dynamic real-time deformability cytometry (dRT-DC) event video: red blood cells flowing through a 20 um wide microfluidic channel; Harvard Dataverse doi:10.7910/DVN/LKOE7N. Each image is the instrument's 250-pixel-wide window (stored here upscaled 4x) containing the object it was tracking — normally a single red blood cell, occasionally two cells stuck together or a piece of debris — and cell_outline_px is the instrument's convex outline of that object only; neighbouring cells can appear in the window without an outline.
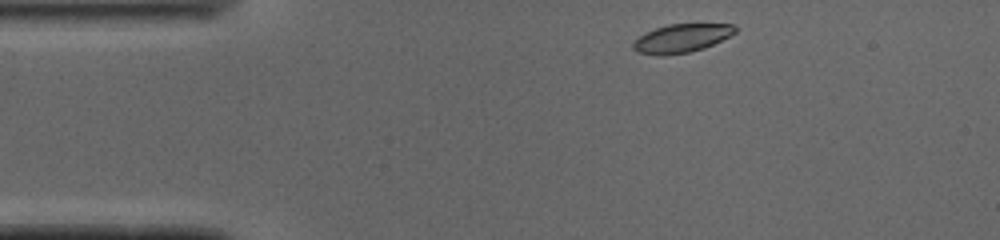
{"species": "common noctule bat (a hibernating species)", "species_latin": "Nyctalus noctula", "temperature_condition": "cold", "stored_images_in_passage": 42, "camera_frame_rate_fps": 3000, "um_per_image_px": 0.085, "animal": {"sex": "male", "body_mass_g": 19.0, "forearm_length_mm": 50.8}, "frame": {"image": 1, "passage_image": 1, "time_ms": 0.0, "image_size_px": [1000, 240], "cell_outline_px": [[736, 32], [704, 48], [688, 52], [660, 56], [636, 52], [632, 48], [632, 44], [640, 36], [656, 28], [668, 24], [732, 24], [736, 28]], "centroid_in_image_um": [57.9, 3.26], "position_along_channel_um": 27.1, "area_um2": 16.65}}
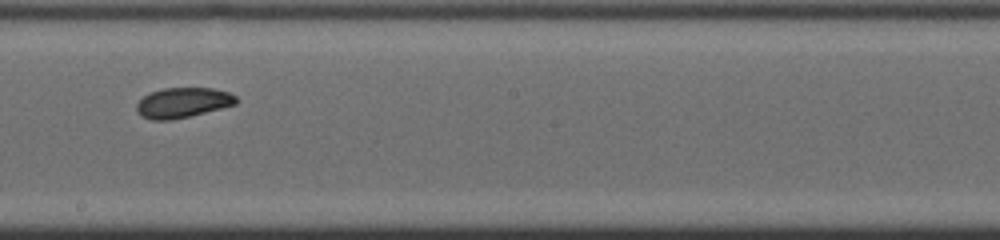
{"frame": {"image": 2, "passage_image": 20, "time_ms": 6.333, "image_size_px": [1000, 240], "cell_outline_px": [[240, 100], [236, 104], [172, 120], [152, 120], [140, 116], [136, 112], [136, 104], [144, 96], [152, 92], [164, 88], [212, 88], [228, 92], [236, 96]], "centroid_in_image_um": [15.53, 8.73], "position_along_channel_um": 232.7, "area_um2": 17.4}}
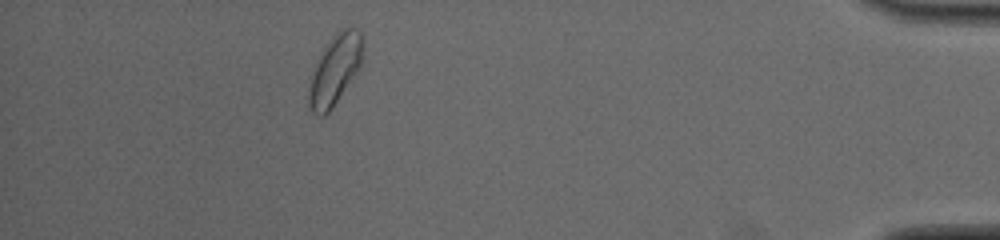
{"frame": {"image": 3, "passage_image": 37, "time_ms": 12.0, "image_size_px": [1000, 240], "cell_outline_px": [[364, 48], [360, 64], [332, 108], [324, 116], [320, 116], [312, 112], [308, 104], [308, 88], [312, 72], [316, 60], [324, 48], [336, 32], [340, 28], [356, 28], [360, 32], [364, 40]], "centroid_in_image_um": [28.45, 5.91], "position_along_channel_um": 406.8, "area_um2": 21.73}, "authors_computed_cell_mechanics": {"area_um2": 17.9758, "velocity_mm_per_s": 4.0645, "shape_relaxation_time_tau1_ms": 4.0644, "shape_relaxation_time_tau2_ms": 4.6575, "deformation_change_tau1": 0.1402, "deformation_change_tau2": 0.0828}}